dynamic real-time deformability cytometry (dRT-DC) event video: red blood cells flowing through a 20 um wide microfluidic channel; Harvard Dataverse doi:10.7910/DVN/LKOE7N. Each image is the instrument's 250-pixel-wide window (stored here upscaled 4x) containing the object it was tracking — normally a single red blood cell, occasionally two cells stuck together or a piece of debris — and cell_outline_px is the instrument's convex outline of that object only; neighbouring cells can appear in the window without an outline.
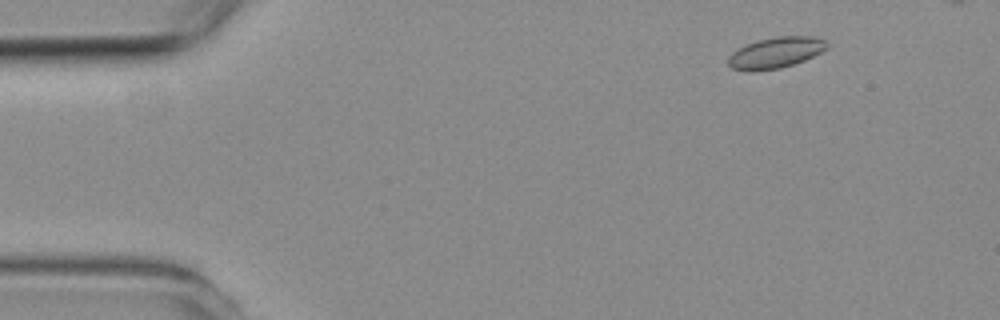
{"species": "common noctule bat (a hibernating species)", "species_latin": "Nyctalus noctula", "temperature_condition": "room temperature", "stored_images_in_passage": 4, "segment_of_instrument_passage": [2, 2], "camera_frame_rate_fps": 3000, "um_per_image_px": 0.085, "animal": {"sex": "female", "body_mass_g": 19.3, "forearm_length_mm": 54.1}, "frame": {"image": 1, "passage_image": 4, "time_ms": 6.333, "image_size_px": [1000, 320], "cell_outline_px": [[828, 48], [804, 60], [780, 68], [752, 72], [748, 72], [732, 68], [728, 64], [728, 56], [732, 52], [748, 44], [760, 40], [776, 36], [812, 36], [824, 40], [828, 44]], "centroid_in_image_um": [65.91, 4.49], "position_along_channel_um": 19.1, "area_um2": 17.69}}